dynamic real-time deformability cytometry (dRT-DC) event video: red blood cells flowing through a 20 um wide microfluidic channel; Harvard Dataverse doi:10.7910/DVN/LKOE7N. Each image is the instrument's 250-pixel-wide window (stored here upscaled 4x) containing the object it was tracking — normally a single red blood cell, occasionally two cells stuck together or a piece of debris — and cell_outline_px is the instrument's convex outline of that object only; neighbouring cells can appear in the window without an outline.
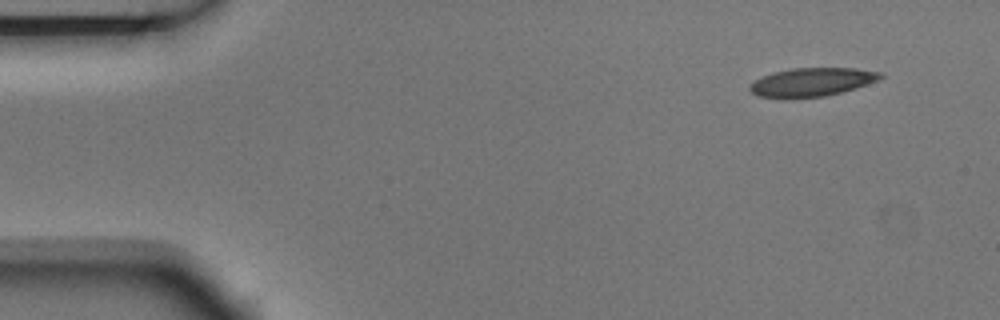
{"species": "Egyptian fruit bat (a non-hibernating species)", "species_latin": "Rousettus aegyptiacus", "temperature_condition": "room temperature", "stored_images_in_passage": 4, "camera_frame_rate_fps": 3000, "um_per_image_px": 0.085, "animal": {"sex": "male"}, "frame": {"image": 1, "passage_image": 1, "time_ms": 0.0, "image_size_px": [1000, 320], "cell_outline_px": [[884, 76], [880, 80], [856, 88], [824, 96], [756, 96], [748, 88], [748, 84], [764, 76], [776, 72], [792, 68], [856, 68], [880, 72]], "centroid_in_image_um": [69.07, 6.95], "position_along_channel_um": 15.9, "area_um2": 21.1}}
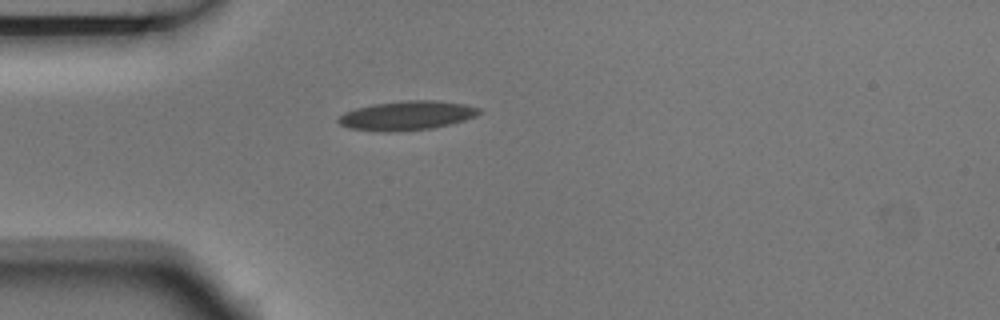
{"frame": {"image": 2, "passage_image": 4, "time_ms": 1.0, "image_size_px": [1000, 320], "cell_outline_px": [[484, 112], [476, 116], [464, 120], [432, 128], [388, 132], [380, 132], [348, 128], [340, 124], [336, 120], [344, 112], [356, 108], [372, 104], [408, 100], [436, 100], [464, 104], [480, 108]], "centroid_in_image_um": [34.58, 9.82], "position_along_channel_um": 50.4, "area_um2": 23.99}}